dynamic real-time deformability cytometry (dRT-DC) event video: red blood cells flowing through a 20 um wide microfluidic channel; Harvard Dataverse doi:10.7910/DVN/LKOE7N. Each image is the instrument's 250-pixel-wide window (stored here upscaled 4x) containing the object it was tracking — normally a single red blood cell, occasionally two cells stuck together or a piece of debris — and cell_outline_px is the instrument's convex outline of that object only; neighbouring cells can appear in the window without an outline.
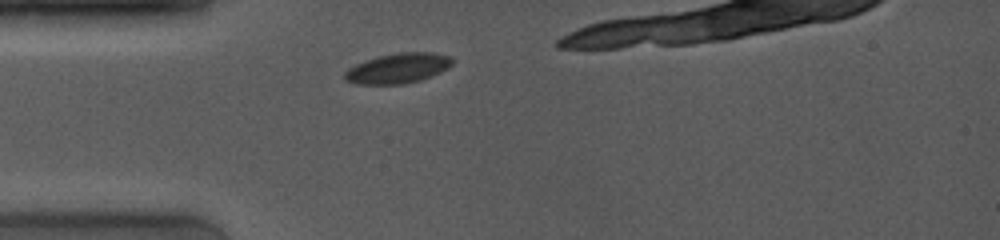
{"species": "common noctule bat (a hibernating species)", "species_latin": "Nyctalus noctula", "temperature_condition": "room temperature", "stored_images_in_passage": 2, "camera_frame_rate_fps": 4000, "um_per_image_px": 0.085, "animal": {"sex": "female", "body_mass_g": 19.0, "forearm_length_mm": 53.3}, "frame": {"image": 1, "passage_image": 2, "time_ms": 1.0, "image_size_px": [1000, 240], "cell_outline_px": [[456, 60], [448, 68], [440, 72], [420, 80], [404, 84], [356, 84], [344, 80], [344, 72], [348, 68], [364, 60], [376, 56], [396, 52], [432, 52], [448, 56]], "centroid_in_image_um": [33.8, 5.79], "position_along_channel_um": 51.2, "area_um2": 19.07}}